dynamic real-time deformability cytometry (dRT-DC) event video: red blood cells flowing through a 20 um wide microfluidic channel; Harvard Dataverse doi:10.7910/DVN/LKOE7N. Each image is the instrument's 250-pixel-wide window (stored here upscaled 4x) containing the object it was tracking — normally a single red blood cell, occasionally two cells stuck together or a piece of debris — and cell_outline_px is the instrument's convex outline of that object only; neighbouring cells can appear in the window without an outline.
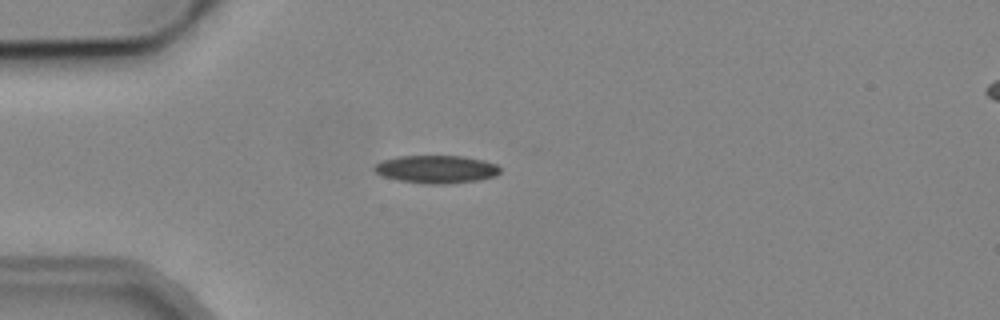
{"species": "common noctule bat (a hibernating species)", "species_latin": "Nyctalus noctula", "temperature_condition": "cold", "stored_images_in_passage": 4, "camera_frame_rate_fps": 3000, "um_per_image_px": 0.085, "animal": {"sex": "male", "body_mass_g": 19.2, "forearm_length_mm": 51.8}, "frame": {"image": 1, "passage_image": 4, "time_ms": 3.667, "image_size_px": [1000, 320], "cell_outline_px": [[500, 172], [496, 176], [480, 180], [444, 184], [428, 184], [400, 180], [384, 176], [376, 172], [372, 168], [376, 164], [384, 160], [400, 156], [464, 156], [484, 160], [496, 164], [500, 168]], "centroid_in_image_um": [37.14, 14.38], "position_along_channel_um": 47.9, "area_um2": 20.35}}